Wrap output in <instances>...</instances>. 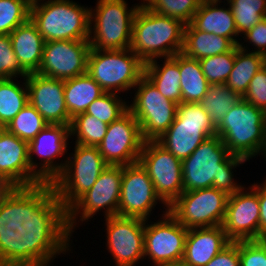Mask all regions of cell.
Here are the masks:
<instances>
[{
  "instance_id": "obj_1",
  "label": "cell",
  "mask_w": 266,
  "mask_h": 266,
  "mask_svg": "<svg viewBox=\"0 0 266 266\" xmlns=\"http://www.w3.org/2000/svg\"><path fill=\"white\" fill-rule=\"evenodd\" d=\"M74 149V150H73ZM62 173L48 187L46 196L29 216L42 236L83 194L96 183L109 166L97 146L75 144Z\"/></svg>"
},
{
  "instance_id": "obj_2",
  "label": "cell",
  "mask_w": 266,
  "mask_h": 266,
  "mask_svg": "<svg viewBox=\"0 0 266 266\" xmlns=\"http://www.w3.org/2000/svg\"><path fill=\"white\" fill-rule=\"evenodd\" d=\"M122 175L123 166L109 165L91 189L41 236L42 250L65 252L64 255L73 253L71 238L76 227L79 229L81 224L91 222L90 219L100 212L104 213V218L118 215Z\"/></svg>"
},
{
  "instance_id": "obj_3",
  "label": "cell",
  "mask_w": 266,
  "mask_h": 266,
  "mask_svg": "<svg viewBox=\"0 0 266 266\" xmlns=\"http://www.w3.org/2000/svg\"><path fill=\"white\" fill-rule=\"evenodd\" d=\"M47 190L30 168L28 142L0 128V196L20 216L29 217Z\"/></svg>"
},
{
  "instance_id": "obj_4",
  "label": "cell",
  "mask_w": 266,
  "mask_h": 266,
  "mask_svg": "<svg viewBox=\"0 0 266 266\" xmlns=\"http://www.w3.org/2000/svg\"><path fill=\"white\" fill-rule=\"evenodd\" d=\"M246 162L247 159L231 154L218 135L212 136L182 160L183 192L214 187L233 195L245 186L234 179V170Z\"/></svg>"
},
{
  "instance_id": "obj_5",
  "label": "cell",
  "mask_w": 266,
  "mask_h": 266,
  "mask_svg": "<svg viewBox=\"0 0 266 266\" xmlns=\"http://www.w3.org/2000/svg\"><path fill=\"white\" fill-rule=\"evenodd\" d=\"M184 28L180 20L157 14L142 3L133 20L130 49L144 63L172 57L182 51Z\"/></svg>"
},
{
  "instance_id": "obj_6",
  "label": "cell",
  "mask_w": 266,
  "mask_h": 266,
  "mask_svg": "<svg viewBox=\"0 0 266 266\" xmlns=\"http://www.w3.org/2000/svg\"><path fill=\"white\" fill-rule=\"evenodd\" d=\"M216 135L231 154L250 162L261 155L265 146L266 112L241 99L216 127Z\"/></svg>"
},
{
  "instance_id": "obj_7",
  "label": "cell",
  "mask_w": 266,
  "mask_h": 266,
  "mask_svg": "<svg viewBox=\"0 0 266 266\" xmlns=\"http://www.w3.org/2000/svg\"><path fill=\"white\" fill-rule=\"evenodd\" d=\"M30 19L45 42L88 40L90 7L73 0H32Z\"/></svg>"
},
{
  "instance_id": "obj_8",
  "label": "cell",
  "mask_w": 266,
  "mask_h": 266,
  "mask_svg": "<svg viewBox=\"0 0 266 266\" xmlns=\"http://www.w3.org/2000/svg\"><path fill=\"white\" fill-rule=\"evenodd\" d=\"M126 0H97L90 6L89 43L92 49L130 48L135 14L142 4L129 7Z\"/></svg>"
},
{
  "instance_id": "obj_9",
  "label": "cell",
  "mask_w": 266,
  "mask_h": 266,
  "mask_svg": "<svg viewBox=\"0 0 266 266\" xmlns=\"http://www.w3.org/2000/svg\"><path fill=\"white\" fill-rule=\"evenodd\" d=\"M144 62L130 49L97 50L90 48L87 74L105 92L126 96L144 75ZM127 93V94H126Z\"/></svg>"
},
{
  "instance_id": "obj_10",
  "label": "cell",
  "mask_w": 266,
  "mask_h": 266,
  "mask_svg": "<svg viewBox=\"0 0 266 266\" xmlns=\"http://www.w3.org/2000/svg\"><path fill=\"white\" fill-rule=\"evenodd\" d=\"M215 135L216 126L200 103L181 102L174 122L156 141L182 161Z\"/></svg>"
},
{
  "instance_id": "obj_11",
  "label": "cell",
  "mask_w": 266,
  "mask_h": 266,
  "mask_svg": "<svg viewBox=\"0 0 266 266\" xmlns=\"http://www.w3.org/2000/svg\"><path fill=\"white\" fill-rule=\"evenodd\" d=\"M133 90L128 110L138 121L143 140L156 141L174 122L178 104L165 98L145 75Z\"/></svg>"
},
{
  "instance_id": "obj_12",
  "label": "cell",
  "mask_w": 266,
  "mask_h": 266,
  "mask_svg": "<svg viewBox=\"0 0 266 266\" xmlns=\"http://www.w3.org/2000/svg\"><path fill=\"white\" fill-rule=\"evenodd\" d=\"M70 140V125L48 124L28 143L30 168L48 187L65 168Z\"/></svg>"
},
{
  "instance_id": "obj_13",
  "label": "cell",
  "mask_w": 266,
  "mask_h": 266,
  "mask_svg": "<svg viewBox=\"0 0 266 266\" xmlns=\"http://www.w3.org/2000/svg\"><path fill=\"white\" fill-rule=\"evenodd\" d=\"M228 195L214 187L183 192L169 207L168 212L185 228L222 225Z\"/></svg>"
},
{
  "instance_id": "obj_14",
  "label": "cell",
  "mask_w": 266,
  "mask_h": 266,
  "mask_svg": "<svg viewBox=\"0 0 266 266\" xmlns=\"http://www.w3.org/2000/svg\"><path fill=\"white\" fill-rule=\"evenodd\" d=\"M158 220H145L144 260L151 266L181 262L184 255L188 229L180 224L168 210H163Z\"/></svg>"
},
{
  "instance_id": "obj_15",
  "label": "cell",
  "mask_w": 266,
  "mask_h": 266,
  "mask_svg": "<svg viewBox=\"0 0 266 266\" xmlns=\"http://www.w3.org/2000/svg\"><path fill=\"white\" fill-rule=\"evenodd\" d=\"M138 162L151 178L157 196L169 207L183 193L182 161L157 141H145Z\"/></svg>"
},
{
  "instance_id": "obj_16",
  "label": "cell",
  "mask_w": 266,
  "mask_h": 266,
  "mask_svg": "<svg viewBox=\"0 0 266 266\" xmlns=\"http://www.w3.org/2000/svg\"><path fill=\"white\" fill-rule=\"evenodd\" d=\"M104 221L107 234L105 249L115 266H137L144 261L145 220L116 215L106 217Z\"/></svg>"
},
{
  "instance_id": "obj_17",
  "label": "cell",
  "mask_w": 266,
  "mask_h": 266,
  "mask_svg": "<svg viewBox=\"0 0 266 266\" xmlns=\"http://www.w3.org/2000/svg\"><path fill=\"white\" fill-rule=\"evenodd\" d=\"M144 142L138 121L127 110L108 124L106 135L97 147L108 165L126 166L138 162Z\"/></svg>"
},
{
  "instance_id": "obj_18",
  "label": "cell",
  "mask_w": 266,
  "mask_h": 266,
  "mask_svg": "<svg viewBox=\"0 0 266 266\" xmlns=\"http://www.w3.org/2000/svg\"><path fill=\"white\" fill-rule=\"evenodd\" d=\"M158 204H163V209L168 210L157 196L153 182L141 164L137 162L123 166L118 216L150 220Z\"/></svg>"
},
{
  "instance_id": "obj_19",
  "label": "cell",
  "mask_w": 266,
  "mask_h": 266,
  "mask_svg": "<svg viewBox=\"0 0 266 266\" xmlns=\"http://www.w3.org/2000/svg\"><path fill=\"white\" fill-rule=\"evenodd\" d=\"M259 219L257 181L228 196L222 227L230 241L259 240Z\"/></svg>"
},
{
  "instance_id": "obj_20",
  "label": "cell",
  "mask_w": 266,
  "mask_h": 266,
  "mask_svg": "<svg viewBox=\"0 0 266 266\" xmlns=\"http://www.w3.org/2000/svg\"><path fill=\"white\" fill-rule=\"evenodd\" d=\"M89 40H62L44 43L37 74L67 80L87 73Z\"/></svg>"
},
{
  "instance_id": "obj_21",
  "label": "cell",
  "mask_w": 266,
  "mask_h": 266,
  "mask_svg": "<svg viewBox=\"0 0 266 266\" xmlns=\"http://www.w3.org/2000/svg\"><path fill=\"white\" fill-rule=\"evenodd\" d=\"M28 101L48 124L70 125L64 98V80L49 78L37 73L26 78Z\"/></svg>"
},
{
  "instance_id": "obj_22",
  "label": "cell",
  "mask_w": 266,
  "mask_h": 266,
  "mask_svg": "<svg viewBox=\"0 0 266 266\" xmlns=\"http://www.w3.org/2000/svg\"><path fill=\"white\" fill-rule=\"evenodd\" d=\"M41 249V235L28 216L0 232V266H25Z\"/></svg>"
},
{
  "instance_id": "obj_23",
  "label": "cell",
  "mask_w": 266,
  "mask_h": 266,
  "mask_svg": "<svg viewBox=\"0 0 266 266\" xmlns=\"http://www.w3.org/2000/svg\"><path fill=\"white\" fill-rule=\"evenodd\" d=\"M230 242L222 225L188 229L182 262L205 266Z\"/></svg>"
},
{
  "instance_id": "obj_24",
  "label": "cell",
  "mask_w": 266,
  "mask_h": 266,
  "mask_svg": "<svg viewBox=\"0 0 266 266\" xmlns=\"http://www.w3.org/2000/svg\"><path fill=\"white\" fill-rule=\"evenodd\" d=\"M221 3H224L223 6ZM190 24L196 30L229 38L235 45H239L241 38L231 7L226 1L202 0Z\"/></svg>"
},
{
  "instance_id": "obj_25",
  "label": "cell",
  "mask_w": 266,
  "mask_h": 266,
  "mask_svg": "<svg viewBox=\"0 0 266 266\" xmlns=\"http://www.w3.org/2000/svg\"><path fill=\"white\" fill-rule=\"evenodd\" d=\"M12 48L22 69L27 74L37 73L43 56L44 38L29 19L9 34Z\"/></svg>"
},
{
  "instance_id": "obj_26",
  "label": "cell",
  "mask_w": 266,
  "mask_h": 266,
  "mask_svg": "<svg viewBox=\"0 0 266 266\" xmlns=\"http://www.w3.org/2000/svg\"><path fill=\"white\" fill-rule=\"evenodd\" d=\"M144 75L165 98L177 104L182 102L179 53L172 57L156 58L148 61L144 64Z\"/></svg>"
},
{
  "instance_id": "obj_27",
  "label": "cell",
  "mask_w": 266,
  "mask_h": 266,
  "mask_svg": "<svg viewBox=\"0 0 266 266\" xmlns=\"http://www.w3.org/2000/svg\"><path fill=\"white\" fill-rule=\"evenodd\" d=\"M236 45L226 37L196 30L190 23L185 25L182 53L200 60L231 51Z\"/></svg>"
},
{
  "instance_id": "obj_28",
  "label": "cell",
  "mask_w": 266,
  "mask_h": 266,
  "mask_svg": "<svg viewBox=\"0 0 266 266\" xmlns=\"http://www.w3.org/2000/svg\"><path fill=\"white\" fill-rule=\"evenodd\" d=\"M104 93L100 85L87 73L64 80L65 105L70 118L84 113L87 107Z\"/></svg>"
},
{
  "instance_id": "obj_29",
  "label": "cell",
  "mask_w": 266,
  "mask_h": 266,
  "mask_svg": "<svg viewBox=\"0 0 266 266\" xmlns=\"http://www.w3.org/2000/svg\"><path fill=\"white\" fill-rule=\"evenodd\" d=\"M266 65V56L235 46V61L225 85L244 96L254 75Z\"/></svg>"
},
{
  "instance_id": "obj_30",
  "label": "cell",
  "mask_w": 266,
  "mask_h": 266,
  "mask_svg": "<svg viewBox=\"0 0 266 266\" xmlns=\"http://www.w3.org/2000/svg\"><path fill=\"white\" fill-rule=\"evenodd\" d=\"M28 103L26 78L0 79V128H5Z\"/></svg>"
},
{
  "instance_id": "obj_31",
  "label": "cell",
  "mask_w": 266,
  "mask_h": 266,
  "mask_svg": "<svg viewBox=\"0 0 266 266\" xmlns=\"http://www.w3.org/2000/svg\"><path fill=\"white\" fill-rule=\"evenodd\" d=\"M180 87L182 102L199 103L205 96L209 83L204 76L199 60L179 53Z\"/></svg>"
},
{
  "instance_id": "obj_32",
  "label": "cell",
  "mask_w": 266,
  "mask_h": 266,
  "mask_svg": "<svg viewBox=\"0 0 266 266\" xmlns=\"http://www.w3.org/2000/svg\"><path fill=\"white\" fill-rule=\"evenodd\" d=\"M241 99L242 97L239 94L232 91L225 84H209L205 96L199 103L217 127L226 113Z\"/></svg>"
},
{
  "instance_id": "obj_33",
  "label": "cell",
  "mask_w": 266,
  "mask_h": 266,
  "mask_svg": "<svg viewBox=\"0 0 266 266\" xmlns=\"http://www.w3.org/2000/svg\"><path fill=\"white\" fill-rule=\"evenodd\" d=\"M107 127L108 124L96 117L85 112L80 113L72 118L70 124L71 139L75 140L73 144L98 146L106 135Z\"/></svg>"
},
{
  "instance_id": "obj_34",
  "label": "cell",
  "mask_w": 266,
  "mask_h": 266,
  "mask_svg": "<svg viewBox=\"0 0 266 266\" xmlns=\"http://www.w3.org/2000/svg\"><path fill=\"white\" fill-rule=\"evenodd\" d=\"M241 36L266 17V0H228Z\"/></svg>"
},
{
  "instance_id": "obj_35",
  "label": "cell",
  "mask_w": 266,
  "mask_h": 266,
  "mask_svg": "<svg viewBox=\"0 0 266 266\" xmlns=\"http://www.w3.org/2000/svg\"><path fill=\"white\" fill-rule=\"evenodd\" d=\"M48 125L42 115L29 103L22 108L5 129L28 143Z\"/></svg>"
},
{
  "instance_id": "obj_36",
  "label": "cell",
  "mask_w": 266,
  "mask_h": 266,
  "mask_svg": "<svg viewBox=\"0 0 266 266\" xmlns=\"http://www.w3.org/2000/svg\"><path fill=\"white\" fill-rule=\"evenodd\" d=\"M202 0H142L151 11L189 24Z\"/></svg>"
},
{
  "instance_id": "obj_37",
  "label": "cell",
  "mask_w": 266,
  "mask_h": 266,
  "mask_svg": "<svg viewBox=\"0 0 266 266\" xmlns=\"http://www.w3.org/2000/svg\"><path fill=\"white\" fill-rule=\"evenodd\" d=\"M123 99L120 94L105 92L87 107L85 113L110 124L128 110L127 99Z\"/></svg>"
},
{
  "instance_id": "obj_38",
  "label": "cell",
  "mask_w": 266,
  "mask_h": 266,
  "mask_svg": "<svg viewBox=\"0 0 266 266\" xmlns=\"http://www.w3.org/2000/svg\"><path fill=\"white\" fill-rule=\"evenodd\" d=\"M32 0H0V35H9L30 19Z\"/></svg>"
},
{
  "instance_id": "obj_39",
  "label": "cell",
  "mask_w": 266,
  "mask_h": 266,
  "mask_svg": "<svg viewBox=\"0 0 266 266\" xmlns=\"http://www.w3.org/2000/svg\"><path fill=\"white\" fill-rule=\"evenodd\" d=\"M235 61V47L225 53L199 60L201 70L209 84H225Z\"/></svg>"
},
{
  "instance_id": "obj_40",
  "label": "cell",
  "mask_w": 266,
  "mask_h": 266,
  "mask_svg": "<svg viewBox=\"0 0 266 266\" xmlns=\"http://www.w3.org/2000/svg\"><path fill=\"white\" fill-rule=\"evenodd\" d=\"M19 76V77H18ZM12 48L9 35H0V79L27 78Z\"/></svg>"
},
{
  "instance_id": "obj_41",
  "label": "cell",
  "mask_w": 266,
  "mask_h": 266,
  "mask_svg": "<svg viewBox=\"0 0 266 266\" xmlns=\"http://www.w3.org/2000/svg\"><path fill=\"white\" fill-rule=\"evenodd\" d=\"M240 266H266V240L239 241Z\"/></svg>"
},
{
  "instance_id": "obj_42",
  "label": "cell",
  "mask_w": 266,
  "mask_h": 266,
  "mask_svg": "<svg viewBox=\"0 0 266 266\" xmlns=\"http://www.w3.org/2000/svg\"><path fill=\"white\" fill-rule=\"evenodd\" d=\"M238 46L243 50L250 52L252 49L251 52L266 56V17L241 36ZM250 46L254 48L250 49Z\"/></svg>"
},
{
  "instance_id": "obj_43",
  "label": "cell",
  "mask_w": 266,
  "mask_h": 266,
  "mask_svg": "<svg viewBox=\"0 0 266 266\" xmlns=\"http://www.w3.org/2000/svg\"><path fill=\"white\" fill-rule=\"evenodd\" d=\"M242 99L266 112V65L254 75Z\"/></svg>"
},
{
  "instance_id": "obj_44",
  "label": "cell",
  "mask_w": 266,
  "mask_h": 266,
  "mask_svg": "<svg viewBox=\"0 0 266 266\" xmlns=\"http://www.w3.org/2000/svg\"><path fill=\"white\" fill-rule=\"evenodd\" d=\"M205 266H240L239 241H231Z\"/></svg>"
},
{
  "instance_id": "obj_45",
  "label": "cell",
  "mask_w": 266,
  "mask_h": 266,
  "mask_svg": "<svg viewBox=\"0 0 266 266\" xmlns=\"http://www.w3.org/2000/svg\"><path fill=\"white\" fill-rule=\"evenodd\" d=\"M257 195L260 203L259 240L266 238V177L263 182H257Z\"/></svg>"
},
{
  "instance_id": "obj_46",
  "label": "cell",
  "mask_w": 266,
  "mask_h": 266,
  "mask_svg": "<svg viewBox=\"0 0 266 266\" xmlns=\"http://www.w3.org/2000/svg\"><path fill=\"white\" fill-rule=\"evenodd\" d=\"M21 216L0 196V232L12 226Z\"/></svg>"
},
{
  "instance_id": "obj_47",
  "label": "cell",
  "mask_w": 266,
  "mask_h": 266,
  "mask_svg": "<svg viewBox=\"0 0 266 266\" xmlns=\"http://www.w3.org/2000/svg\"><path fill=\"white\" fill-rule=\"evenodd\" d=\"M65 252H49L40 250L25 266H51L59 255H63Z\"/></svg>"
},
{
  "instance_id": "obj_48",
  "label": "cell",
  "mask_w": 266,
  "mask_h": 266,
  "mask_svg": "<svg viewBox=\"0 0 266 266\" xmlns=\"http://www.w3.org/2000/svg\"><path fill=\"white\" fill-rule=\"evenodd\" d=\"M162 266H187V265L181 261V262L166 264Z\"/></svg>"
},
{
  "instance_id": "obj_49",
  "label": "cell",
  "mask_w": 266,
  "mask_h": 266,
  "mask_svg": "<svg viewBox=\"0 0 266 266\" xmlns=\"http://www.w3.org/2000/svg\"><path fill=\"white\" fill-rule=\"evenodd\" d=\"M260 157L264 158L265 159L264 161H266V142H265V146H264V149H263Z\"/></svg>"
}]
</instances>
